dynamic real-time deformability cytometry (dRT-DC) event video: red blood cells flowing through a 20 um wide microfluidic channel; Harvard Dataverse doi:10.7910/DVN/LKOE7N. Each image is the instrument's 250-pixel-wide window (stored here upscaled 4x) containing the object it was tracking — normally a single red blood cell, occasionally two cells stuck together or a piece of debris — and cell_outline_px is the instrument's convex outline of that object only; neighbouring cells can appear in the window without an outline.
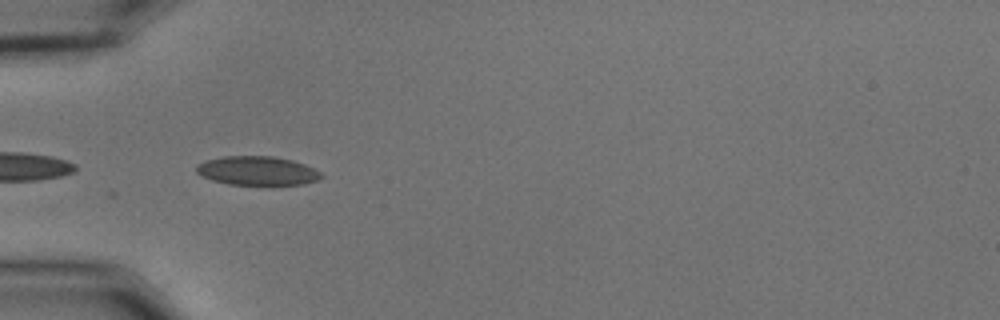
{"species": "common noctule bat (a hibernating species)", "species_latin": "Nyctalus noctula", "temperature_condition": "cold", "stored_images_in_passage": 10, "camera_frame_rate_fps": 3000, "um_per_image_px": 0.085, "animal": {"sex": "male", "body_mass_g": 15.6}, "frame": {"image": 1, "passage_image": 1, "time_ms": 0.0, "image_size_px": [1000, 320], "cell_outline_px": [[324, 176], [316, 180], [300, 184], [272, 188], [228, 184], [212, 180], [196, 172], [196, 164], [204, 160], [224, 156], [272, 156], [292, 160], [304, 164], [320, 172]], "centroid_in_image_um": [21.86, 14.56], "position_along_channel_um": 63.1, "area_um2": 21.85}}